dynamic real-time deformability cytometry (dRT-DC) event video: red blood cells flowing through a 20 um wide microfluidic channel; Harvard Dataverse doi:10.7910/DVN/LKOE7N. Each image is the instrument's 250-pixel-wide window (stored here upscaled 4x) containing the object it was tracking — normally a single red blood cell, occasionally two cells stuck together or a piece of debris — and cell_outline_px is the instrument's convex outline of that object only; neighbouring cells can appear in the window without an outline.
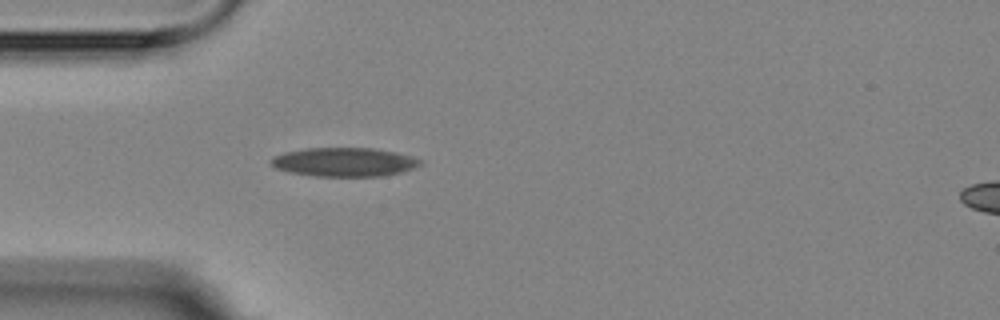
{"species": "Egyptian fruit bat (a non-hibernating species)", "species_latin": "Rousettus aegyptiacus", "temperature_condition": "room temperature", "stored_images_in_passage": 5, "camera_frame_rate_fps": 3000, "um_per_image_px": 0.085, "animal": {"sex": "female"}, "frame": {"image": 1, "passage_image": 4, "time_ms": 3.667, "image_size_px": [1000, 320], "cell_outline_px": [[424, 164], [400, 172], [380, 176], [316, 176], [288, 172], [276, 168], [272, 164], [272, 156], [284, 152], [304, 148], [372, 148], [396, 152], [412, 156], [424, 160]], "centroid_in_image_um": [29.28, 13.77], "position_along_channel_um": 55.7, "area_um2": 25.14}}